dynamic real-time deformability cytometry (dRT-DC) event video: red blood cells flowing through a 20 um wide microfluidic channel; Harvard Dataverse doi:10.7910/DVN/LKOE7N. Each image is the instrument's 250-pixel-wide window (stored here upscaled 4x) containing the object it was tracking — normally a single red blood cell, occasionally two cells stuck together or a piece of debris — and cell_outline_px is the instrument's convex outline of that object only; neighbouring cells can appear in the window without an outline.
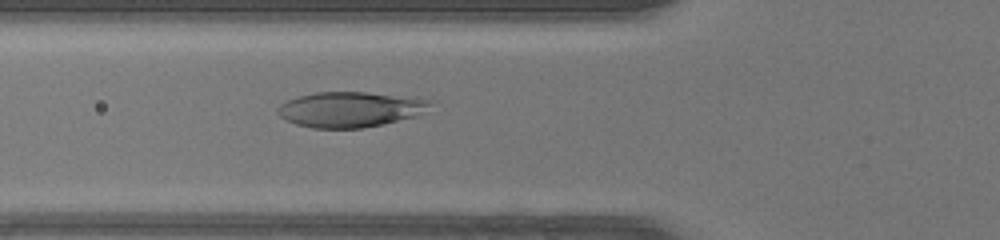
{"species": "human", "species_latin": "Homo sapiens", "temperature_condition": "warm", "stored_images_in_passage": 36, "camera_frame_rate_fps": 3000, "um_per_image_px": 0.085, "donor": {"sex": "female"}, "frame": {"image": 1, "passage_image": 6, "time_ms": 1.667, "image_size_px": [1000, 240], "cell_outline_px": [[432, 104], [416, 116], [384, 124], [364, 128], [312, 128], [296, 124], [284, 120], [276, 112], [276, 108], [280, 104], [288, 100], [300, 96], [316, 92], [368, 92], [416, 96], [432, 100]], "centroid_in_image_um": [29.79, 9.29], "position_along_channel_um": 96.0, "area_um2": 31.79}}
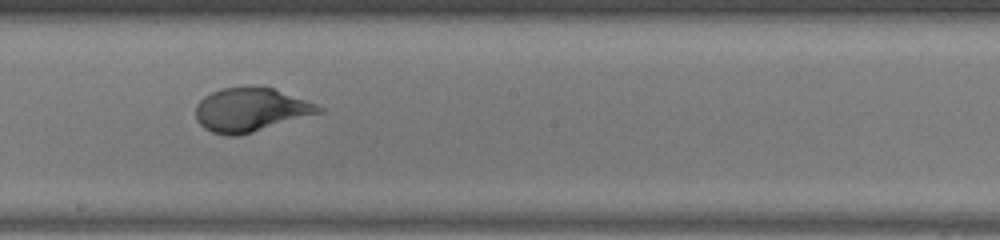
{"frame": {"image": 2, "passage_image": 15, "time_ms": 4.667, "image_size_px": [1000, 240], "cell_outline_px": [[324, 112], [240, 136], [228, 136], [212, 132], [204, 128], [196, 120], [196, 104], [204, 96], [220, 88], [272, 88], [316, 104], [324, 108]], "centroid_in_image_um": [21.29, 9.37], "position_along_channel_um": 226.9, "area_um2": 31.1}}
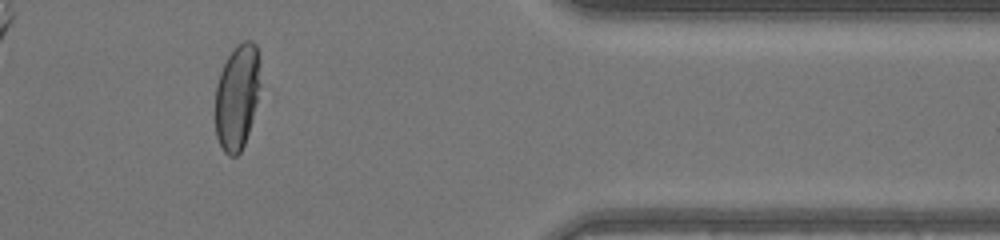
{"frame": {"image": 3, "passage_image": 28, "time_ms": 9.0, "image_size_px": [1000, 240], "cell_outline_px": [[260, 84], [248, 132], [244, 144], [240, 152], [236, 156], [228, 156], [224, 152], [216, 136], [216, 84], [220, 72], [228, 56], [236, 44], [244, 40], [252, 40], [256, 44], [260, 60]], "centroid_in_image_um": [20.16, 8.18], "position_along_channel_um": 391.2, "area_um2": 27.57}, "authors_computed_cell_mechanics": {"area_um2": 31.1542, "velocity_mm_per_s": 4.3745, "shape_relaxation_time_tau1_ms": 5.0941, "shape_relaxation_time_tau2_ms": null, "deformation_change_tau1": 0.2604, "deformation_change_tau2": null}}